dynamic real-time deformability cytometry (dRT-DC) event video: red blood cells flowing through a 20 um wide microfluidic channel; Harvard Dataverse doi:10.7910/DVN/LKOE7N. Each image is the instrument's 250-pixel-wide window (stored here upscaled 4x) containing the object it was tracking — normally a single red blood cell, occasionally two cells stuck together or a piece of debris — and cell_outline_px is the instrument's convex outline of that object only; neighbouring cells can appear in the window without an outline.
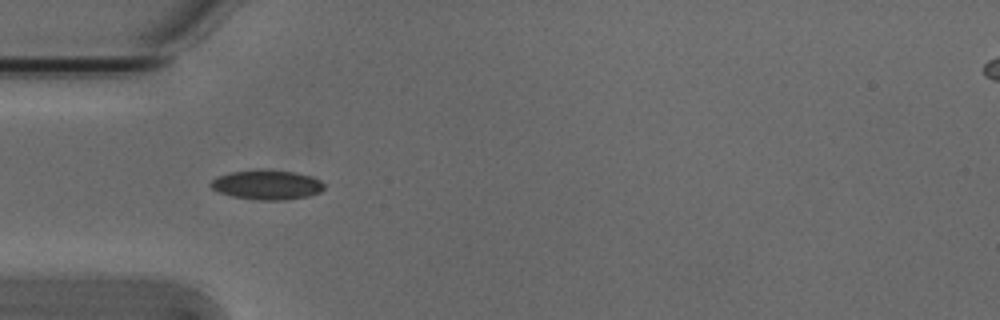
{"species": "Egyptian fruit bat (a non-hibernating species)", "species_latin": "Rousettus aegyptiacus", "temperature_condition": "cold", "stored_images_in_passage": 6, "camera_frame_rate_fps": 3000, "um_per_image_px": 0.085, "animal": {"sex": "male"}, "frame": {"image": 1, "passage_image": 5, "time_ms": 1.333, "image_size_px": [1000, 320], "cell_outline_px": [[324, 188], [320, 192], [308, 196], [284, 200], [260, 200], [232, 196], [220, 192], [212, 188], [208, 184], [216, 176], [232, 172], [256, 168], [268, 168], [292, 172], [312, 176], [320, 180], [324, 184]], "centroid_in_image_um": [22.68, 15.68], "position_along_channel_um": 62.3, "area_um2": 19.83}}
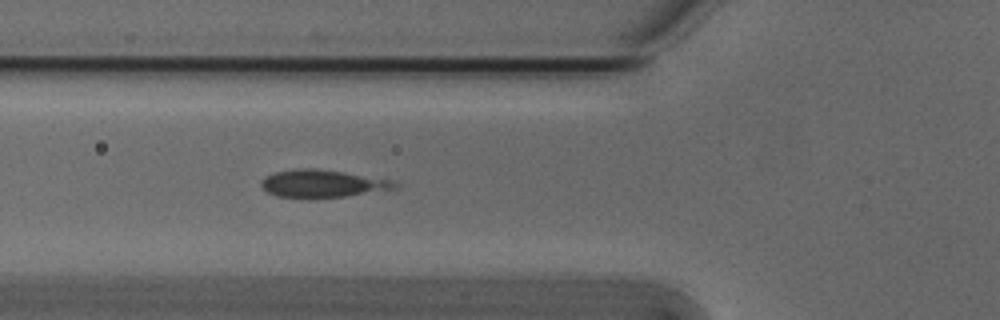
{"frame": {"image": 2, "passage_image": 6, "time_ms": 1.667, "image_size_px": [1000, 320], "cell_outline_px": [[400, 188], [396, 192], [348, 196], [276, 196], [268, 192], [260, 184], [264, 176], [276, 172], [300, 168], [316, 168], [392, 180], [400, 184]], "centroid_in_image_um": [27.61, 15.61], "position_along_channel_um": 98.2, "area_um2": 21.56}}